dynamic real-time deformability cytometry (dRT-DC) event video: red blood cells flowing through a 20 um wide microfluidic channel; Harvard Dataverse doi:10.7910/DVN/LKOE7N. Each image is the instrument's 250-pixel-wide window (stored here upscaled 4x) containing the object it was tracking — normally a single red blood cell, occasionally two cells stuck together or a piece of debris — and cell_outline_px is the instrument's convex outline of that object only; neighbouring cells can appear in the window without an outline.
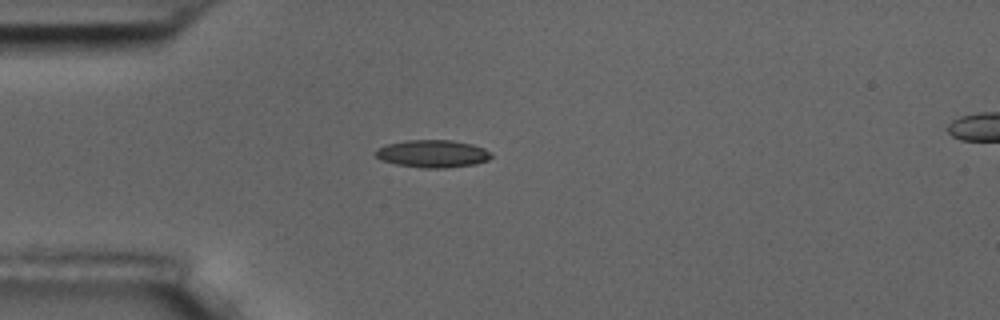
{"species": "common noctule bat (a hibernating species)", "species_latin": "Nyctalus noctula", "temperature_condition": "room temperature", "stored_images_in_passage": 7, "camera_frame_rate_fps": 3000, "um_per_image_px": 0.085, "animal": {"sex": "male", "body_mass_g": 17.5, "forearm_length_mm": 52.3}, "frame": {"image": 1, "passage_image": 4, "time_ms": 3.667, "image_size_px": [1000, 320], "cell_outline_px": [[492, 156], [488, 160], [476, 164], [444, 168], [424, 168], [396, 164], [380, 160], [372, 152], [376, 148], [388, 144], [408, 140], [452, 140], [472, 144], [484, 148], [492, 152]], "centroid_in_image_um": [36.77, 13.06], "position_along_channel_um": 48.2, "area_um2": 18.73}}